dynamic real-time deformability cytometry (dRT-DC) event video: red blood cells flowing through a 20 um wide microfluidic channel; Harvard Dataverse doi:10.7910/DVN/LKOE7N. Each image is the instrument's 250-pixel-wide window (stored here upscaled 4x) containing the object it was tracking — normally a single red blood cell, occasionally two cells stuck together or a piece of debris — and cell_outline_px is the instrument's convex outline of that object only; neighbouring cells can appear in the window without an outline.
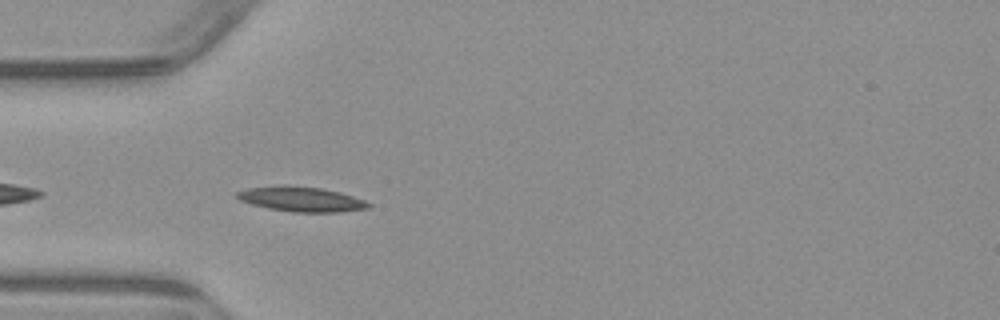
{"species": "common noctule bat (a hibernating species)", "species_latin": "Nyctalus noctula", "temperature_condition": "warm", "stored_images_in_passage": 4, "camera_frame_rate_fps": 3000, "um_per_image_px": 0.085, "animal": {"sex": "male", "body_mass_g": 23.1, "forearm_length_mm": 52.7}, "frame": {"image": 1, "passage_image": 4, "time_ms": 4.333, "image_size_px": [1000, 320], "cell_outline_px": [[372, 208], [340, 212], [292, 212], [268, 208], [252, 204], [240, 200], [232, 196], [236, 192], [248, 188], [320, 188], [340, 192], [364, 200], [372, 204]], "centroid_in_image_um": [25.68, 16.98], "position_along_channel_um": 59.3, "area_um2": 18.26}}